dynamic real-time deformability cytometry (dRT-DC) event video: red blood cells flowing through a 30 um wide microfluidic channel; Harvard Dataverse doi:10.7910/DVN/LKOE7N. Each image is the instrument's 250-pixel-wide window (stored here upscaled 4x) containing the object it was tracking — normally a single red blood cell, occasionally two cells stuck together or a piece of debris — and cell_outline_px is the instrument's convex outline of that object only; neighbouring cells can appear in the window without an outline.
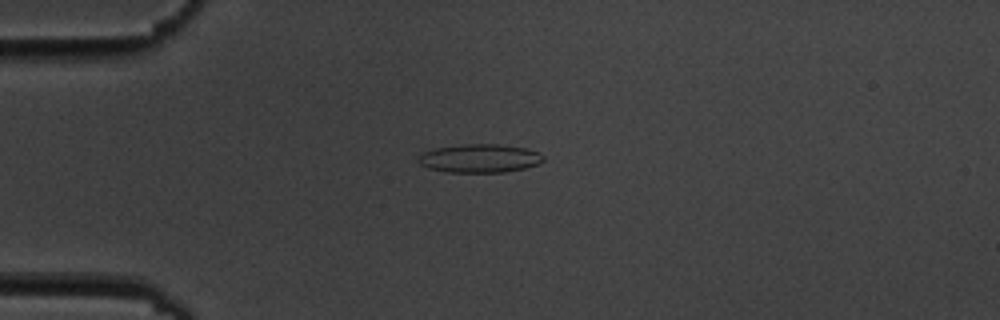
{"species": "common noctule bat (a hibernating species)", "species_latin": "Nyctalus noctula", "temperature_condition": "cold", "stored_images_in_passage": 6, "camera_frame_rate_fps": 3000, "um_per_image_px": 0.085, "animal": {"sex": "male", "body_mass_g": 19.5, "forearm_length_mm": 54.6}, "frame": {"image": 1, "passage_image": 3, "time_ms": 2.333, "image_size_px": [1000, 320], "cell_outline_px": [[544, 160], [536, 164], [524, 168], [504, 172], [448, 172], [428, 168], [420, 164], [416, 160], [424, 152], [436, 148], [464, 144], [500, 144], [524, 148], [540, 152], [544, 156]], "centroid_in_image_um": [40.77, 13.46], "position_along_channel_um": 44.2, "area_um2": 20.63}}
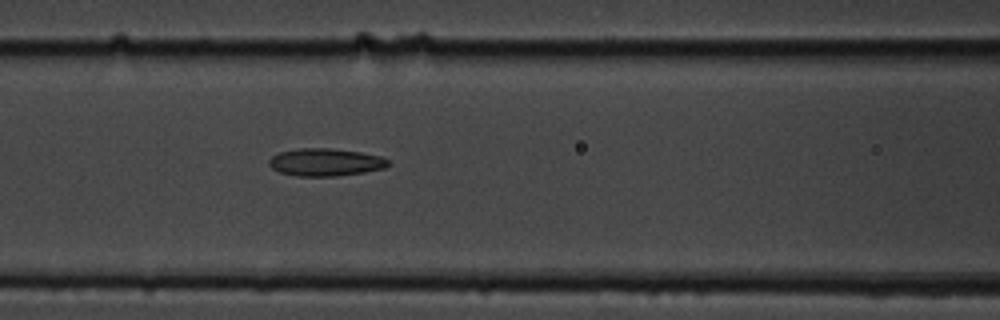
{"frame": {"image": 2, "passage_image": 6, "time_ms": 5.667, "image_size_px": [1000, 320], "cell_outline_px": [[388, 164], [384, 168], [364, 172], [336, 176], [296, 176], [280, 172], [272, 168], [268, 164], [268, 160], [272, 156], [280, 152], [300, 148], [328, 148], [360, 152], [380, 156], [388, 160]], "centroid_in_image_um": [27.63, 13.79], "position_along_channel_um": 139.0, "area_um2": 19.02}}